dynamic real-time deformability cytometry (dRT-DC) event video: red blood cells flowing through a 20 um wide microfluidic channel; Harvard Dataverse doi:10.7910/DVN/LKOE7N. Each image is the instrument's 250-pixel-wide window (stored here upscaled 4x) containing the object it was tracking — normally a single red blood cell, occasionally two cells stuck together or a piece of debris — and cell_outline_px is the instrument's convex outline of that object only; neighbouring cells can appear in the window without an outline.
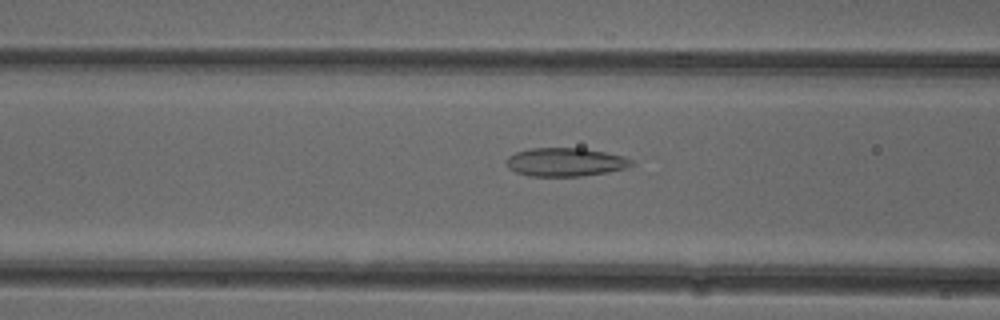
{"species": "common noctule bat (a hibernating species)", "species_latin": "Nyctalus noctula", "temperature_condition": "cold", "stored_images_in_passage": 46, "camera_frame_rate_fps": 3000, "um_per_image_px": 0.085, "animal": {"sex": "female"}, "frame": {"image": 1, "passage_image": 20, "time_ms": 6.333, "image_size_px": [1000, 320], "cell_outline_px": [[632, 164], [624, 168], [608, 172], [580, 176], [532, 176], [516, 172], [508, 168], [508, 156], [516, 152], [528, 148], [584, 148], [624, 156], [632, 160]], "centroid_in_image_um": [48.05, 13.77], "position_along_channel_um": 118.6, "area_um2": 20.58}}
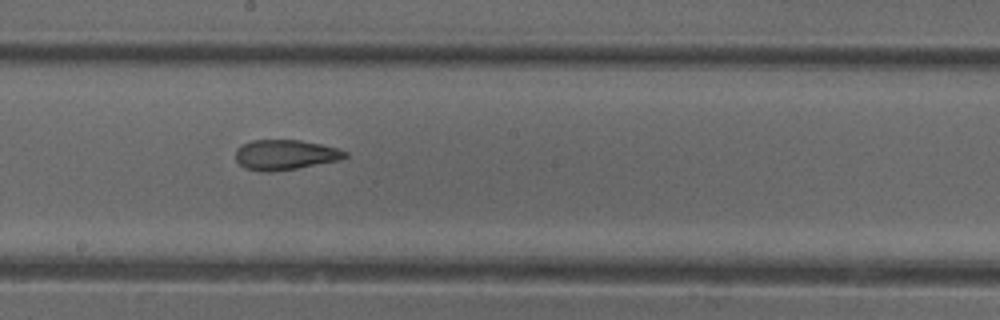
{"frame": {"image": 2, "passage_image": 28, "time_ms": 9.0, "image_size_px": [1000, 320], "cell_outline_px": [[348, 156], [340, 160], [296, 168], [272, 172], [260, 172], [244, 168], [236, 160], [236, 148], [252, 140], [300, 140], [320, 144], [336, 148], [348, 152]], "centroid_in_image_um": [24.23, 13.16], "position_along_channel_um": 224.0, "area_um2": 19.19}}
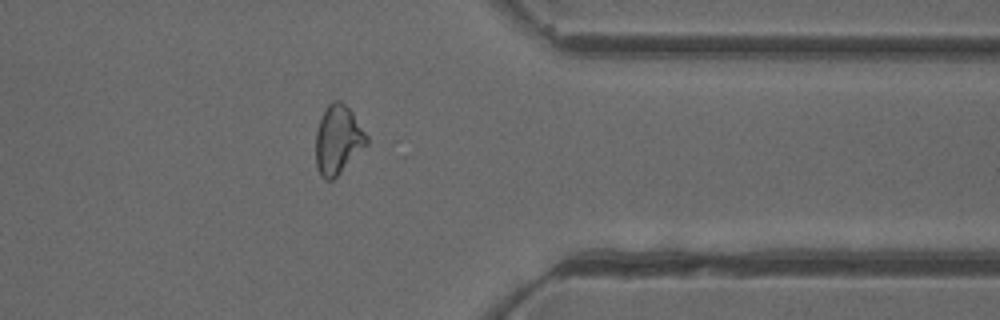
{"frame": {"image": 3, "passage_image": 41, "time_ms": 13.333, "image_size_px": [1000, 320], "cell_outline_px": [[368, 144], [332, 180], [328, 180], [320, 176], [316, 168], [316, 132], [320, 120], [328, 104], [332, 100], [340, 100], [352, 112], [368, 136]], "centroid_in_image_um": [28.72, 11.88], "position_along_channel_um": 382.7, "area_um2": 20.23}, "authors_computed_cell_mechanics": {"area_um2": 20.4034, "velocity_mm_per_s": 3.9342, "shape_relaxation_time_tau1_ms": 7.8687, "shape_relaxation_time_tau2_ms": 2.0611, "deformation_change_tau1": 0.1639, "deformation_change_tau2": 0.0857}}